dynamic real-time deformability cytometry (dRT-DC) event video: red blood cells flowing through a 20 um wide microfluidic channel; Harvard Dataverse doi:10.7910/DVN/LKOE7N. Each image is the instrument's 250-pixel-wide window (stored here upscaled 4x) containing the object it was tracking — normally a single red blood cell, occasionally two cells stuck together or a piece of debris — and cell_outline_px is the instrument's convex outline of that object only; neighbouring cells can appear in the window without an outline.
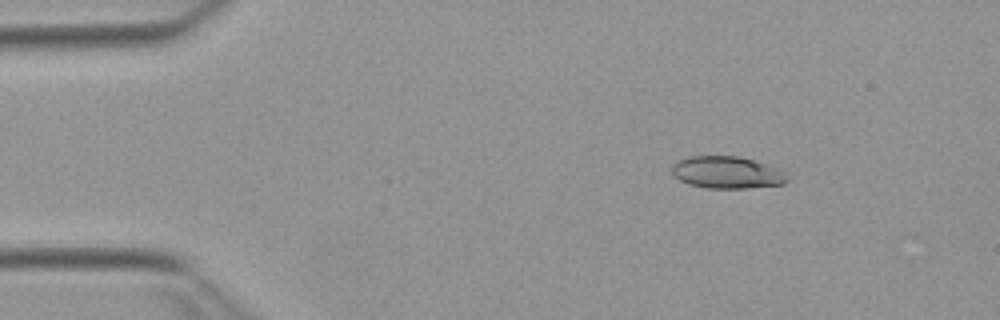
{"species": "Egyptian fruit bat (a non-hibernating species)", "species_latin": "Rousettus aegyptiacus", "temperature_condition": "warm", "stored_images_in_passage": 53, "camera_frame_rate_fps": 3000, "um_per_image_px": 0.085, "animal": {"sex": "female"}, "frame": {"image": 1, "passage_image": 8, "time_ms": 2.333, "image_size_px": [1000, 320], "cell_outline_px": [[788, 180], [784, 184], [744, 188], [708, 188], [688, 184], [680, 180], [672, 172], [672, 164], [688, 156], [736, 156], [752, 160], [776, 168]], "centroid_in_image_um": [61.72, 14.66], "position_along_channel_um": 23.3, "area_um2": 21.1}}
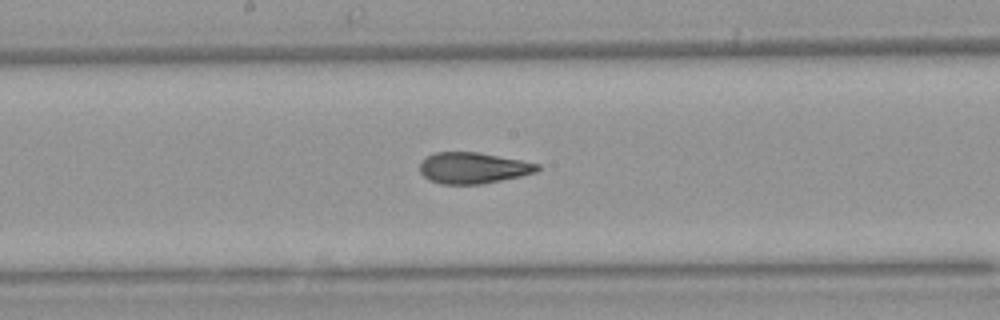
{"frame": {"image": 2, "passage_image": 28, "time_ms": 9.0, "image_size_px": [1000, 320], "cell_outline_px": [[540, 168], [536, 172], [520, 176], [480, 184], [440, 184], [428, 180], [420, 172], [420, 164], [428, 156], [436, 152], [476, 152], [520, 160], [540, 164]], "centroid_in_image_um": [40.2, 14.28], "position_along_channel_um": 208.0, "area_um2": 21.1}}
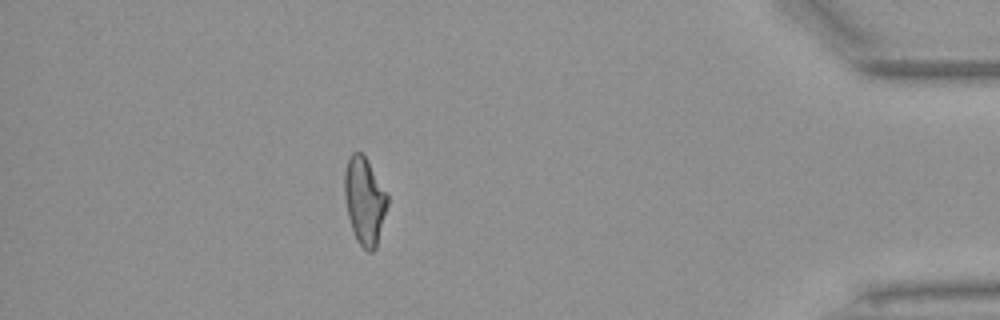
{"frame": {"image": 3, "passage_image": 47, "time_ms": 15.333, "image_size_px": [1000, 320], "cell_outline_px": [[388, 204], [376, 248], [372, 252], [368, 252], [356, 240], [348, 216], [344, 196], [344, 172], [348, 160], [352, 152], [360, 152], [368, 160], [388, 196]], "centroid_in_image_um": [30.98, 17.07], "position_along_channel_um": 404.2, "area_um2": 21.73}, "authors_computed_cell_mechanics": {"area_um2": 21.7906, "velocity_mm_per_s": 3.8738, "shape_relaxation_time_tau1_ms": 8.5199, "shape_relaxation_time_tau2_ms": 1.7431, "deformation_change_tau1": 0.2172, "deformation_change_tau2": 0.0882}}